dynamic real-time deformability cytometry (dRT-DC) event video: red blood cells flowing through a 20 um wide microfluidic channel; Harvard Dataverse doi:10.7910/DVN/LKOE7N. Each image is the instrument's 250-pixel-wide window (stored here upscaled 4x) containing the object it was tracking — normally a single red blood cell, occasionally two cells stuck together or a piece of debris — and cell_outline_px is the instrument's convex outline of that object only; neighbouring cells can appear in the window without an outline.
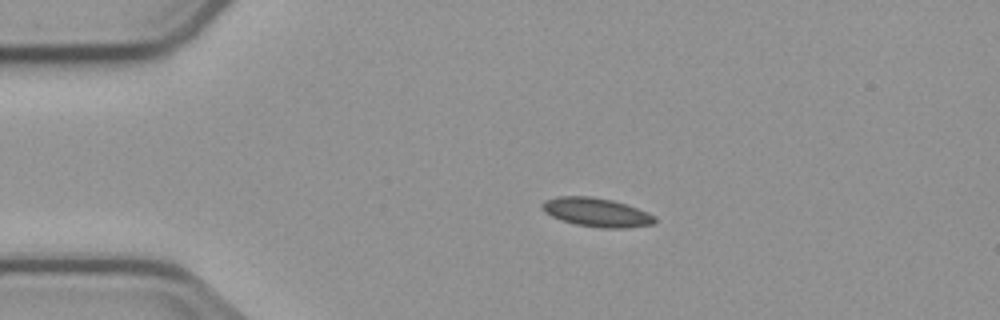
{"species": "common noctule bat (a hibernating species)", "species_latin": "Nyctalus noctula", "temperature_condition": "cold", "stored_images_in_passage": 4, "camera_frame_rate_fps": 3000, "um_per_image_px": 0.085, "animal": {"sex": "male", "body_mass_g": 23.1, "forearm_length_mm": 52.7}, "frame": {"image": 1, "passage_image": 3, "time_ms": 2.333, "image_size_px": [1000, 320], "cell_outline_px": [[656, 224], [628, 228], [600, 228], [576, 224], [560, 220], [544, 212], [540, 208], [540, 204], [544, 200], [560, 196], [588, 196], [612, 200], [648, 212], [656, 216]], "centroid_in_image_um": [50.7, 18.06], "position_along_channel_um": 34.3, "area_um2": 19.07}}